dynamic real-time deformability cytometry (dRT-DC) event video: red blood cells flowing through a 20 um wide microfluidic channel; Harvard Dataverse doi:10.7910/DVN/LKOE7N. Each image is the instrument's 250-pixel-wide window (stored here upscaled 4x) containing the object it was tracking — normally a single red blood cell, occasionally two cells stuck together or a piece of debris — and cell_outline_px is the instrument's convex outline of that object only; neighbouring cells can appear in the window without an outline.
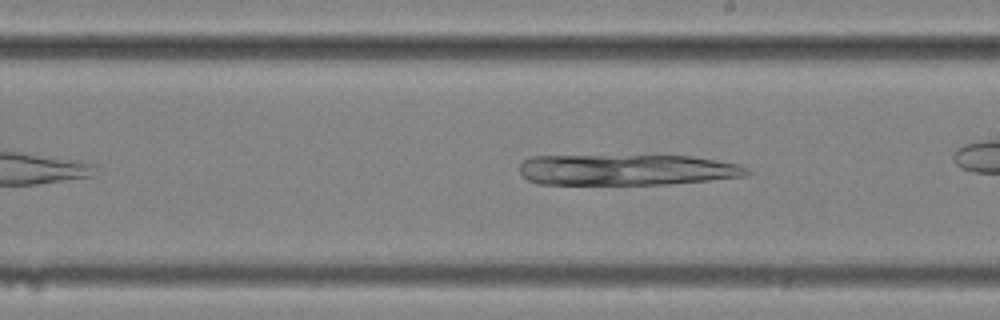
{"species": "common noctule bat (a hibernating species)", "species_latin": "Nyctalus noctula", "temperature_condition": "cold", "stored_images_in_passage": 34, "camera_frame_rate_fps": 3000, "um_per_image_px": 0.085, "animal": {"sex": "female", "body_mass_g": 25.1}, "frame": {"image": 1, "passage_image": 10, "time_ms": 3.0, "image_size_px": [1000, 320], "cell_outline_px": [[752, 172], [744, 176], [708, 180], [668, 184], [540, 184], [528, 180], [520, 176], [520, 164], [524, 160], [532, 156], [692, 156], [740, 164], [748, 168]], "centroid_in_image_um": [53.27, 14.43], "position_along_channel_um": 235.7, "area_um2": 41.04}}